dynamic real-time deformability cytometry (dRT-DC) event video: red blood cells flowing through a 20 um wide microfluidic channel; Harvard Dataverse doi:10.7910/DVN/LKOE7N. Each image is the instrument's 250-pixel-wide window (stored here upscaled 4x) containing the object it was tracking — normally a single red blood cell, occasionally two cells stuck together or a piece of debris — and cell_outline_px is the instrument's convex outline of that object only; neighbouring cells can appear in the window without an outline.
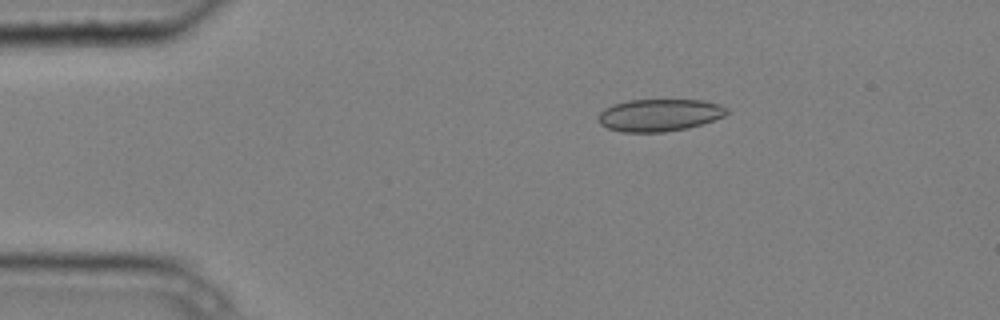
{"species": "common noctule bat (a hibernating species)", "species_latin": "Nyctalus noctula", "temperature_condition": "cold", "stored_images_in_passage": 5, "camera_frame_rate_fps": 3000, "um_per_image_px": 0.085, "animal": {"sex": "male", "body_mass_g": 20.4}, "frame": {"image": 1, "passage_image": 2, "time_ms": 0.333, "image_size_px": [1000, 320], "cell_outline_px": [[728, 112], [724, 116], [688, 128], [664, 132], [624, 132], [608, 128], [600, 124], [600, 112], [604, 108], [628, 100], [704, 100], [720, 104], [728, 108]], "centroid_in_image_um": [56.08, 9.78], "position_along_channel_um": 28.9, "area_um2": 23.99}}
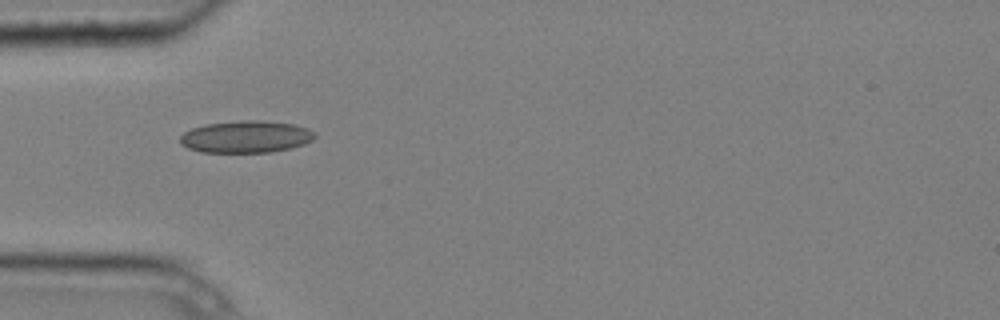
{"frame": {"image": 2, "passage_image": 4, "time_ms": 1.0, "image_size_px": [1000, 320], "cell_outline_px": [[316, 136], [312, 140], [304, 144], [292, 148], [272, 152], [200, 152], [188, 148], [180, 144], [180, 136], [184, 132], [192, 128], [204, 124], [240, 120], [260, 120], [292, 124], [308, 128], [316, 132]], "centroid_in_image_um": [20.91, 11.62], "position_along_channel_um": 64.1, "area_um2": 25.37}}
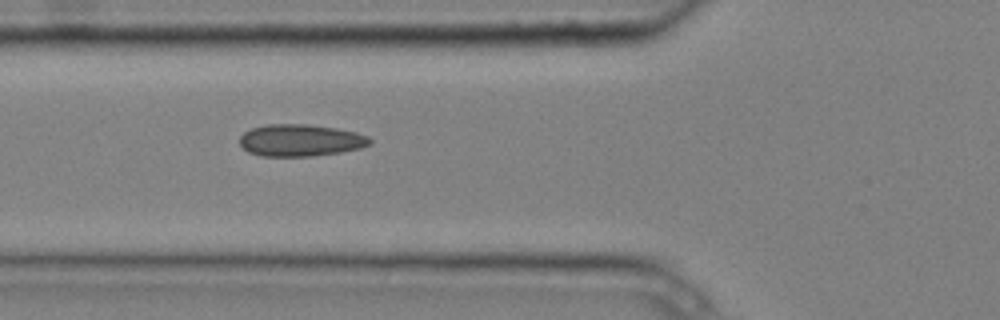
{"frame": {"image": 3, "passage_image": 5, "time_ms": 1.333, "image_size_px": [1000, 320], "cell_outline_px": [[372, 144], [360, 148], [340, 152], [312, 156], [260, 156], [248, 152], [240, 144], [240, 136], [244, 132], [252, 128], [268, 124], [304, 124], [336, 128], [356, 132], [368, 136], [372, 140]], "centroid_in_image_um": [25.55, 11.93], "position_along_channel_um": 100.3, "area_um2": 24.28}}